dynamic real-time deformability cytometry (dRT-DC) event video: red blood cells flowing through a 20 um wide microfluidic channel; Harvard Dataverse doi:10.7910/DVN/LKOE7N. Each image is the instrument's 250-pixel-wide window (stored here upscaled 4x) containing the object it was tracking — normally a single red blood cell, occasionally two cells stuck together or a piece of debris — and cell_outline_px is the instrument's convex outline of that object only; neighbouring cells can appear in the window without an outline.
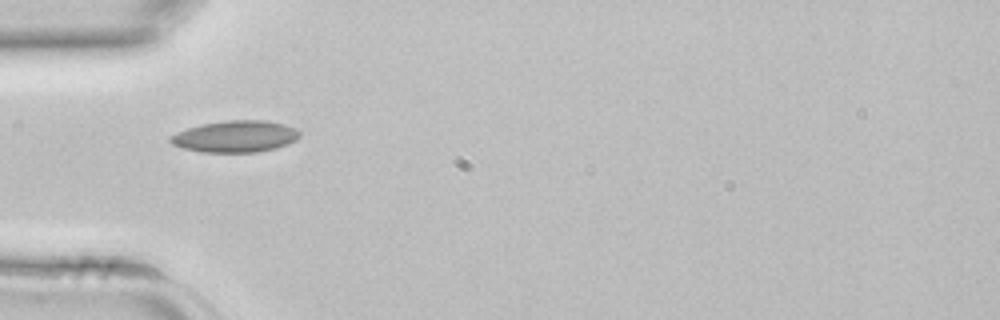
{"species": "common noctule bat (a hibernating species)", "species_latin": "Nyctalus noctula", "temperature_condition": "room temperature", "stored_images_in_passage": 30, "camera_frame_rate_fps": 3000, "um_per_image_px": 0.085, "animal": {"sex": "female", "body_mass_g": 22.7, "forearm_length_mm": 54.2}, "frame": {"image": 1, "passage_image": 1, "time_ms": 0.0, "image_size_px": [1000, 320], "cell_outline_px": [[300, 136], [296, 140], [288, 144], [276, 148], [256, 152], [204, 152], [184, 148], [172, 144], [168, 140], [172, 136], [188, 128], [200, 124], [224, 120], [264, 120], [284, 124], [296, 128], [300, 132]], "centroid_in_image_um": [20.05, 11.59], "position_along_channel_um": 65.0, "area_um2": 23.76}}